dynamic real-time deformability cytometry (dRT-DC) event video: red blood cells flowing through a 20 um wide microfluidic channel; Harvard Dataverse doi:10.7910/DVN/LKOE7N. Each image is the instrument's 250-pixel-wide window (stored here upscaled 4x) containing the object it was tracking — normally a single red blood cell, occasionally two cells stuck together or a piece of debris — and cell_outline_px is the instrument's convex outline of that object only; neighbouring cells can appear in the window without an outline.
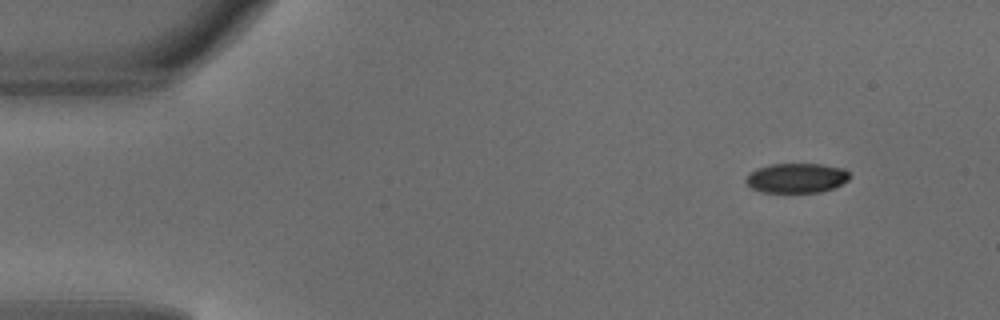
{"species": "common noctule bat (a hibernating species)", "species_latin": "Nyctalus noctula", "temperature_condition": "warm", "stored_images_in_passage": 6, "camera_frame_rate_fps": 3000, "um_per_image_px": 0.085, "animal": {"sex": "male", "body_mass_g": 18.8}, "frame": {"image": 1, "passage_image": 1, "time_ms": 0.0, "image_size_px": [1000, 320], "cell_outline_px": [[852, 176], [848, 180], [832, 188], [820, 192], [760, 192], [752, 188], [744, 180], [756, 168], [772, 164], [820, 164], [844, 168]], "centroid_in_image_um": [67.72, 15.13], "position_along_channel_um": 17.3, "area_um2": 17.86}}
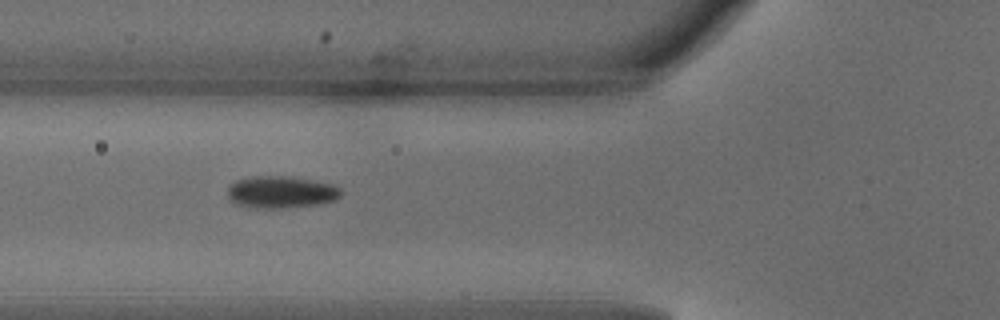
{"frame": {"image": 2, "passage_image": 4, "time_ms": 1.0, "image_size_px": [1000, 320], "cell_outline_px": [[340, 196], [332, 200], [316, 204], [280, 208], [256, 208], [236, 204], [228, 196], [228, 188], [236, 180], [252, 176], [292, 176], [336, 184], [340, 188]], "centroid_in_image_um": [23.89, 16.31], "position_along_channel_um": 101.9, "area_um2": 21.1}}
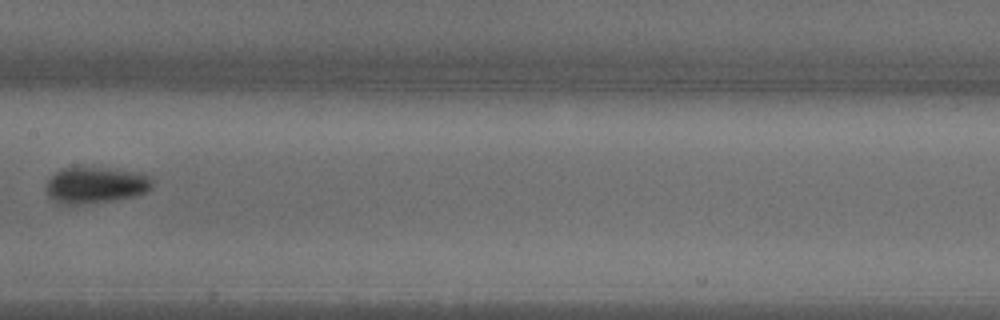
{"frame": {"image": 3, "passage_image": 6, "time_ms": 1.667, "image_size_px": [1000, 320], "cell_outline_px": [[152, 188], [148, 192], [136, 196], [112, 200], [84, 204], [60, 204], [52, 200], [48, 196], [44, 188], [48, 180], [56, 172], [64, 168], [108, 168], [140, 172], [152, 176]], "centroid_in_image_um": [8.15, 15.74], "position_along_channel_um": 199.2, "area_um2": 22.72}}